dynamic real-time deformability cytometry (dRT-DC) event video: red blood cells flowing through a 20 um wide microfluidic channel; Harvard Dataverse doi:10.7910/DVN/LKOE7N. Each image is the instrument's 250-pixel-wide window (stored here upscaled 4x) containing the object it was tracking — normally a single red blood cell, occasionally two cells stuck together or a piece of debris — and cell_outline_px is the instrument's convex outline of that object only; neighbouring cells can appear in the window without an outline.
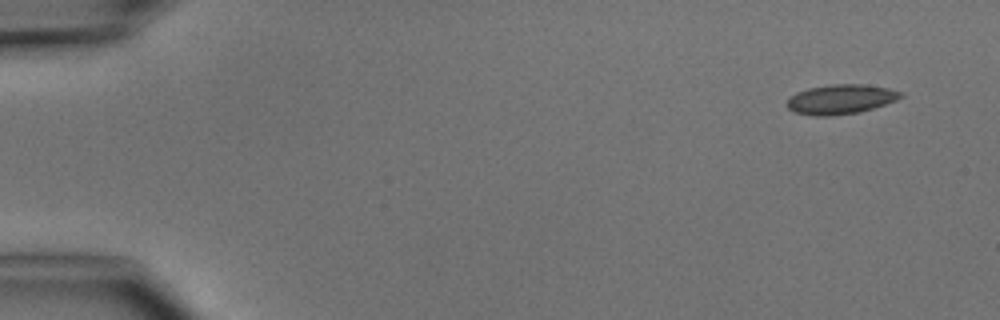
{"species": "common noctule bat (a hibernating species)", "species_latin": "Nyctalus noctula", "temperature_condition": "cold", "stored_images_in_passage": 5, "camera_frame_rate_fps": 3000, "um_per_image_px": 0.085, "animal": {"sex": "male", "body_mass_g": 15.6}, "frame": {"image": 1, "passage_image": 1, "time_ms": 0.0, "image_size_px": [1000, 320], "cell_outline_px": [[904, 96], [896, 100], [860, 112], [828, 116], [812, 116], [796, 112], [788, 108], [784, 104], [788, 96], [796, 92], [808, 88], [832, 84], [864, 84], [888, 88], [904, 92]], "centroid_in_image_um": [71.42, 8.43], "position_along_channel_um": 13.6, "area_um2": 19.83}}
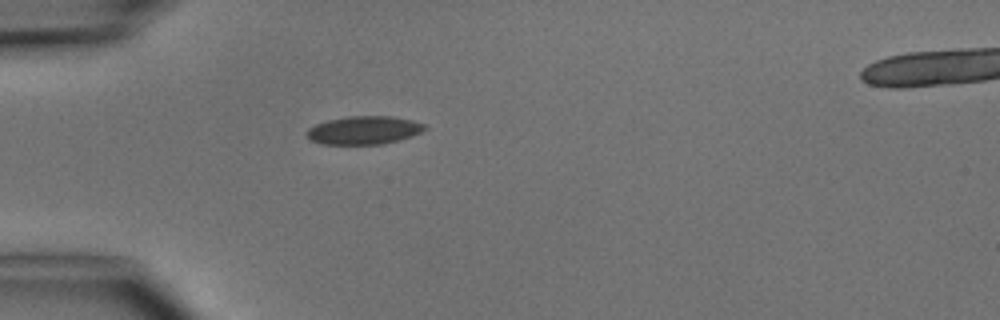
{"frame": {"image": 2, "passage_image": 4, "time_ms": 3.667, "image_size_px": [1000, 320], "cell_outline_px": [[428, 128], [412, 136], [400, 140], [384, 144], [324, 144], [308, 140], [304, 132], [308, 128], [316, 124], [328, 120], [348, 116], [392, 116], [412, 120], [428, 124]], "centroid_in_image_um": [30.94, 11.07], "position_along_channel_um": 54.1, "area_um2": 19.71}}